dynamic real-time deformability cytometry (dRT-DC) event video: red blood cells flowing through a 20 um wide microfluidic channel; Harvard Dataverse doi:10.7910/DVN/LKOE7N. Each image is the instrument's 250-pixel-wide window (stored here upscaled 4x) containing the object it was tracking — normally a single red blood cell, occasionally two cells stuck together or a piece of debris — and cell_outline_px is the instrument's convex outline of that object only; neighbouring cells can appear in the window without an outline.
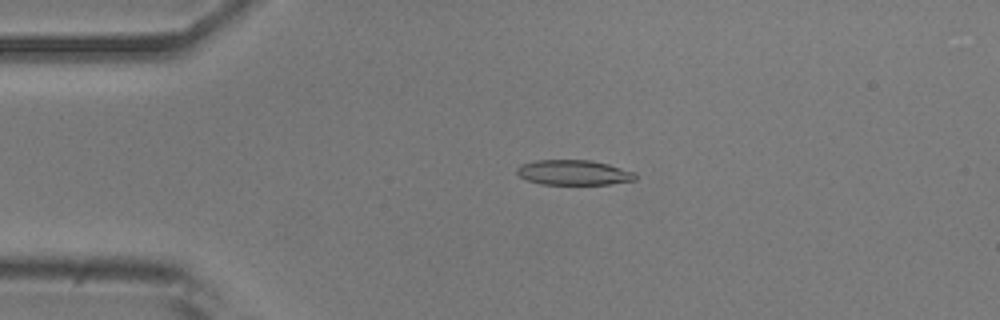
{"species": "common noctule bat (a hibernating species)", "species_latin": "Nyctalus noctula", "temperature_condition": "room temperature", "stored_images_in_passage": 53, "camera_frame_rate_fps": 3000, "um_per_image_px": 0.085, "animal": {"sex": "male", "body_mass_g": 20.5, "forearm_length_mm": 52.5}, "frame": {"image": 1, "passage_image": 12, "time_ms": 3.667, "image_size_px": [1000, 320], "cell_outline_px": [[636, 180], [608, 184], [540, 184], [528, 180], [520, 176], [516, 172], [516, 168], [520, 164], [536, 160], [592, 160], [608, 164], [636, 172]], "centroid_in_image_um": [48.76, 14.66], "position_along_channel_um": 36.2, "area_um2": 17.34}}
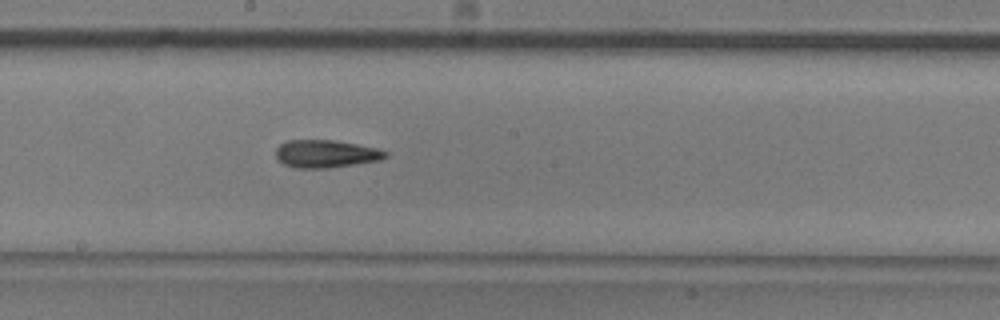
{"frame": {"image": 2, "passage_image": 29, "time_ms": 9.333, "image_size_px": [1000, 320], "cell_outline_px": [[388, 156], [380, 160], [328, 168], [296, 168], [284, 164], [276, 160], [276, 148], [280, 144], [288, 140], [332, 140], [356, 144], [376, 148], [388, 152]], "centroid_in_image_um": [27.67, 13.07], "position_along_channel_um": 220.5, "area_um2": 17.69}}
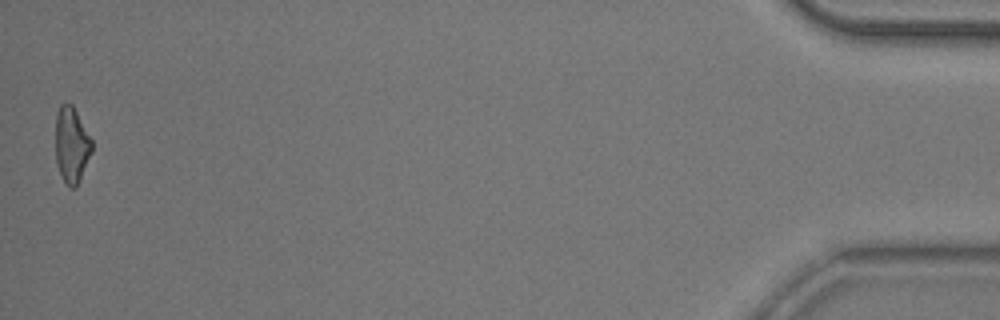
{"frame": {"image": 3, "passage_image": 53, "time_ms": 17.333, "image_size_px": [1000, 320], "cell_outline_px": [[92, 152], [76, 188], [72, 188], [64, 184], [56, 164], [56, 116], [60, 104], [72, 104], [92, 140]], "centroid_in_image_um": [6.08, 12.36], "position_along_channel_um": 429.1, "area_um2": 16.07}, "authors_computed_cell_mechanics": {"area_um2": 17.3978, "velocity_mm_per_s": 3.8101, "shape_relaxation_time_tau1_ms": 6.262, "shape_relaxation_time_tau2_ms": 4.4851, "deformation_change_tau1": 0.1666, "deformation_change_tau2": 0.1319}}